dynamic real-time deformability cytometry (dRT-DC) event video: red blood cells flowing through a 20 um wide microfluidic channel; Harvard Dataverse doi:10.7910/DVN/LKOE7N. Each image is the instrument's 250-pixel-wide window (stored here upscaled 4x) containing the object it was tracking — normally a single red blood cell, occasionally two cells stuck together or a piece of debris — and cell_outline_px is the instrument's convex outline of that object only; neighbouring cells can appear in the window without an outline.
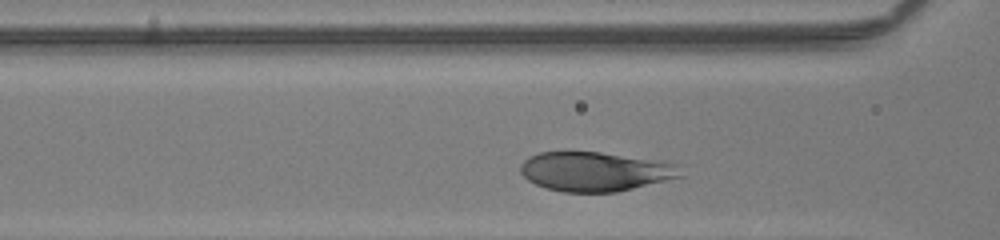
{"species": "human", "species_latin": "Homo sapiens", "temperature_condition": "room temperature", "stored_images_in_passage": 41, "camera_frame_rate_fps": 3000, "um_per_image_px": 0.085, "donor": {"sex": "male"}, "frame": {"image": 1, "passage_image": 20, "time_ms": 6.333, "image_size_px": [1000, 240], "cell_outline_px": [[684, 176], [616, 192], [564, 192], [544, 188], [528, 180], [520, 172], [520, 164], [528, 156], [540, 152], [600, 152], [664, 160], [684, 164]], "centroid_in_image_um": [50.68, 14.56], "position_along_channel_um": 115.9, "area_um2": 37.4}}
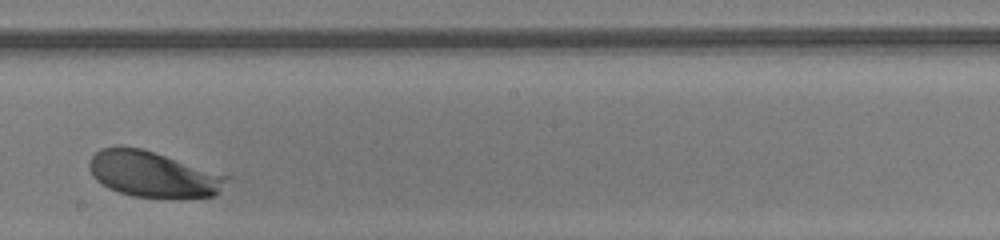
{"frame": {"image": 2, "passage_image": 29, "time_ms": 9.333, "image_size_px": [1000, 240], "cell_outline_px": [[232, 176], [212, 196], [132, 196], [108, 188], [96, 180], [92, 176], [88, 168], [88, 164], [92, 156], [100, 148], [140, 148]], "centroid_in_image_um": [12.97, 14.79], "position_along_channel_um": 235.2, "area_um2": 35.66}}
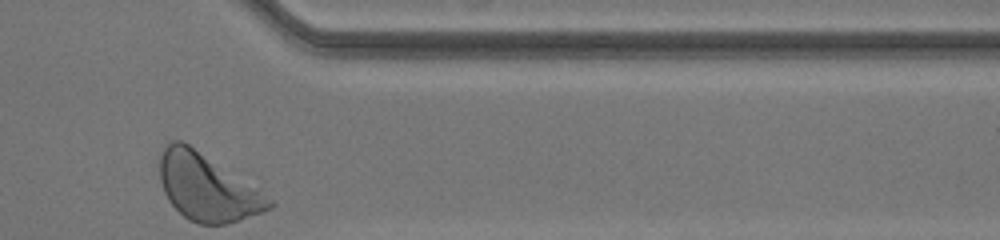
{"frame": {"image": 3, "passage_image": 41, "time_ms": 13.333, "image_size_px": [1000, 240], "cell_outline_px": [[276, 204], [272, 208], [240, 220], [228, 224], [200, 224], [188, 220], [168, 200], [164, 192], [160, 180], [160, 156], [164, 148], [172, 140], [180, 140], [188, 144], [272, 200]], "centroid_in_image_um": [17.57, 15.96], "position_along_channel_um": 393.8, "area_um2": 41.38}, "authors_computed_cell_mechanics": {"area_um2": 38.0324, "velocity_mm_per_s": 4.0096, "shape_relaxation_time_tau1_ms": 0.888, "shape_relaxation_time_tau2_ms": null, "deformation_change_tau1": 0.0926, "deformation_change_tau2": null}}